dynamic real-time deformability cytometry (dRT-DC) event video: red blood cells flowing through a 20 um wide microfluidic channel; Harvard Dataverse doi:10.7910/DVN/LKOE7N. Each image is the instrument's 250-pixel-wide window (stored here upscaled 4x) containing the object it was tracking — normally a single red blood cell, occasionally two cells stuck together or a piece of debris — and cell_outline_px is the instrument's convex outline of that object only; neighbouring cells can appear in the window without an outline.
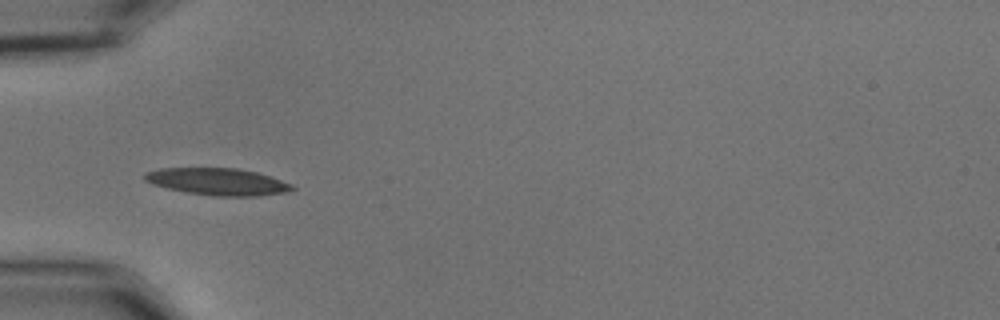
{"species": "common noctule bat (a hibernating species)", "species_latin": "Nyctalus noctula", "temperature_condition": "cold", "stored_images_in_passage": 11, "camera_frame_rate_fps": 3000, "um_per_image_px": 0.085, "animal": {"sex": "male", "body_mass_g": 15.6}, "frame": {"image": 1, "passage_image": 4, "time_ms": 1.0, "image_size_px": [1000, 320], "cell_outline_px": [[296, 188], [288, 192], [260, 196], [212, 196], [188, 192], [168, 188], [152, 184], [144, 180], [144, 172], [160, 168], [236, 168], [256, 172], [292, 184]], "centroid_in_image_um": [18.5, 15.44], "position_along_channel_um": 66.5, "area_um2": 23.18}}